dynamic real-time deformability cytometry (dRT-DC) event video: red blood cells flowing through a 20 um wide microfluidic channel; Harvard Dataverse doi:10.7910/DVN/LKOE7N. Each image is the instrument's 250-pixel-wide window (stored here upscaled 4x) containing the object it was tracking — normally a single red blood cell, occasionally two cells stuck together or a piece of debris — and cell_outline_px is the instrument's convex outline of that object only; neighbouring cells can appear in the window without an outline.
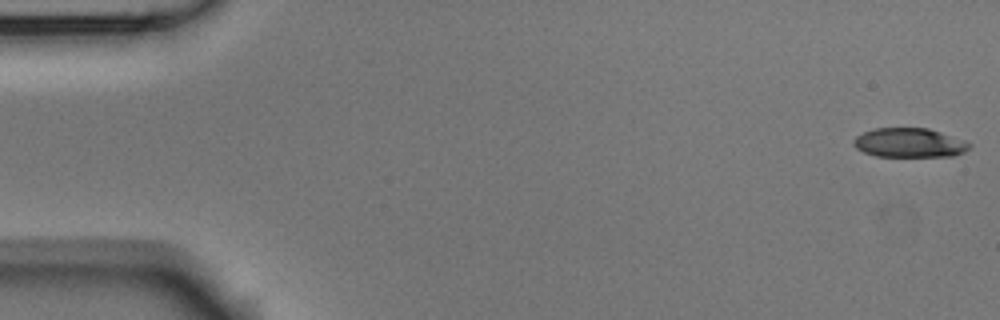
{"species": "Egyptian fruit bat (a non-hibernating species)", "species_latin": "Rousettus aegyptiacus", "temperature_condition": "room temperature", "stored_images_in_passage": 4, "camera_frame_rate_fps": 3000, "um_per_image_px": 0.085, "animal": {"sex": "male"}, "frame": {"image": 1, "passage_image": 1, "time_ms": 0.0, "image_size_px": [1000, 320], "cell_outline_px": [[972, 144], [964, 152], [952, 156], [876, 156], [864, 152], [856, 148], [852, 144], [852, 140], [856, 136], [872, 128], [928, 128], [964, 140]], "centroid_in_image_um": [77.26, 12.13], "position_along_channel_um": 7.7, "area_um2": 19.71}}
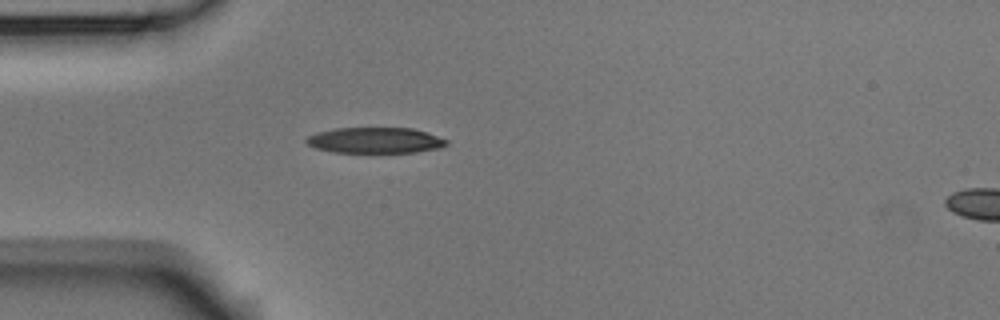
{"frame": {"image": 2, "passage_image": 4, "time_ms": 1.0, "image_size_px": [1000, 320], "cell_outline_px": [[448, 144], [440, 148], [416, 152], [336, 152], [316, 148], [308, 144], [304, 140], [308, 136], [316, 132], [336, 128], [412, 128], [448, 140]], "centroid_in_image_um": [31.88, 11.92], "position_along_channel_um": 53.1, "area_um2": 20.87}}